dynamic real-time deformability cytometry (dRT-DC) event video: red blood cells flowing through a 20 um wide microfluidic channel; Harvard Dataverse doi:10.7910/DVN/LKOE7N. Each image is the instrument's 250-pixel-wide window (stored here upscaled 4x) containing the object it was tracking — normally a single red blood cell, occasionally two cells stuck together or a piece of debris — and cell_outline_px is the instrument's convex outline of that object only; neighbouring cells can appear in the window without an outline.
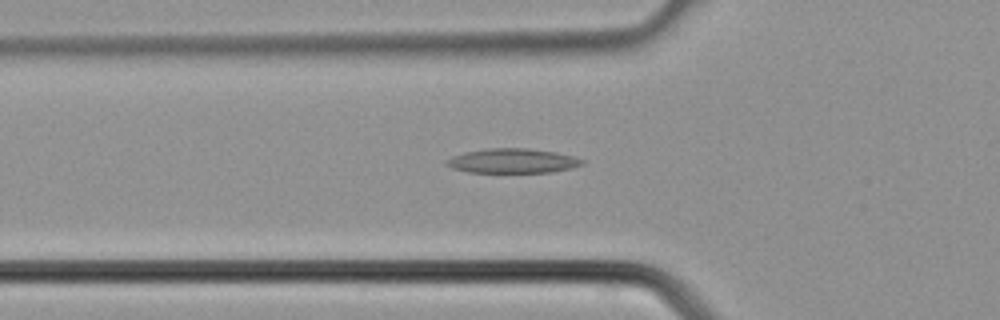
{"species": "common noctule bat (a hibernating species)", "species_latin": "Nyctalus noctula", "temperature_condition": "cold", "stored_images_in_passage": 36, "camera_frame_rate_fps": 3000, "um_per_image_px": 0.085, "animal": {"sex": "male", "body_mass_g": 21.5, "forearm_length_mm": 52.0}, "frame": {"image": 1, "passage_image": 11, "time_ms": 3.333, "image_size_px": [1000, 320], "cell_outline_px": [[584, 164], [572, 168], [552, 172], [468, 172], [452, 168], [444, 164], [444, 160], [452, 156], [464, 152], [488, 148], [528, 148], [556, 152], [572, 156], [584, 160]], "centroid_in_image_um": [43.54, 13.67], "position_along_channel_um": 82.3, "area_um2": 19.48}}
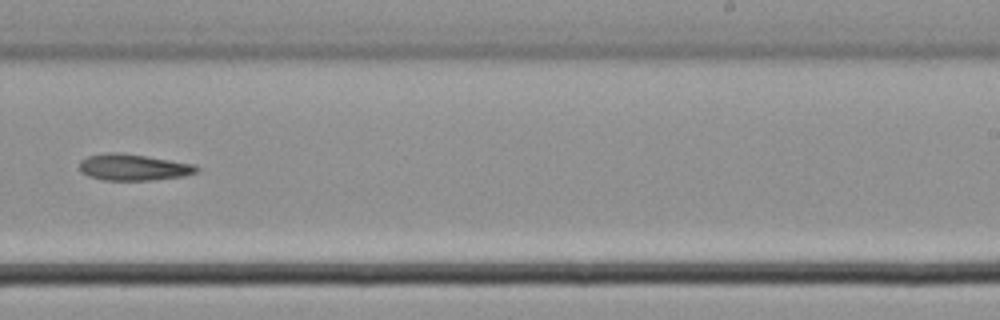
{"frame": {"image": 2, "passage_image": 22, "time_ms": 7.0, "image_size_px": [1000, 320], "cell_outline_px": [[200, 168], [196, 172], [184, 176], [152, 180], [104, 180], [88, 176], [80, 172], [80, 160], [88, 156], [108, 152], [120, 152], [196, 164]], "centroid_in_image_um": [11.34, 14.22], "position_along_channel_um": 277.7, "area_um2": 18.09}}
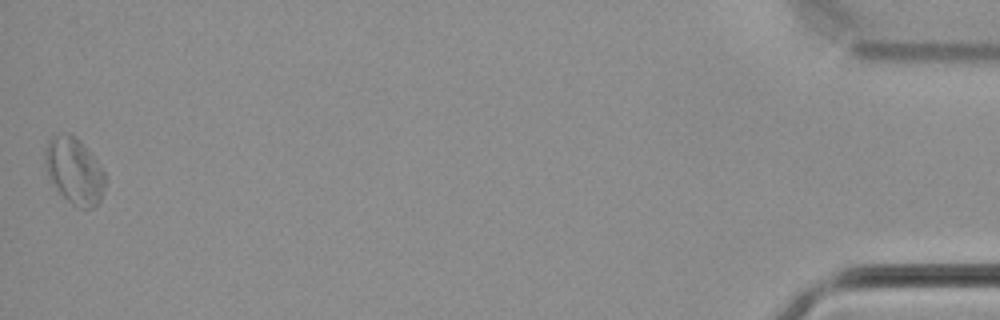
{"frame": {"image": 3, "passage_image": 36, "time_ms": 11.667, "image_size_px": [1000, 320], "cell_outline_px": [[108, 180], [100, 200], [92, 208], [76, 208], [56, 192], [48, 176], [44, 164], [44, 148], [48, 140], [52, 136], [68, 132], [76, 136], [80, 140], [96, 160], [108, 176]], "centroid_in_image_um": [6.3, 14.54], "position_along_channel_um": 428.9, "area_um2": 23.99}}